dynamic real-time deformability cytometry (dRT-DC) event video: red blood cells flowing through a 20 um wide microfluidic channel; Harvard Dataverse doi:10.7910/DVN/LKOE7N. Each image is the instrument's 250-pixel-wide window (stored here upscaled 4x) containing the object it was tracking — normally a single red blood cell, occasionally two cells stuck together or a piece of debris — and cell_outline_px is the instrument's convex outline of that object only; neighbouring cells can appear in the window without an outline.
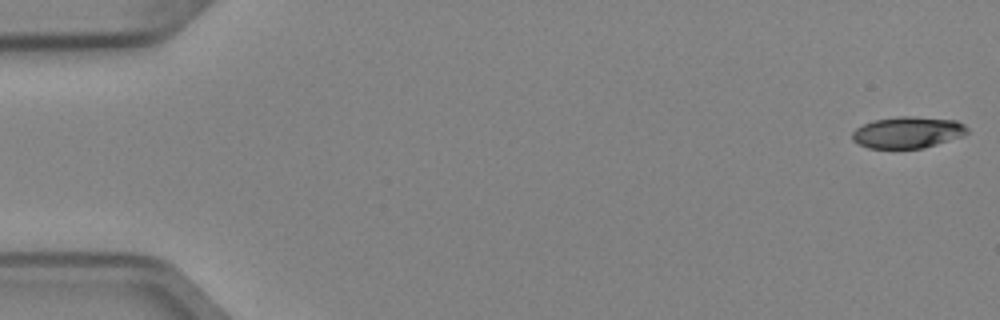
{"species": "Egyptian fruit bat (a non-hibernating species)", "species_latin": "Rousettus aegyptiacus", "temperature_condition": "cold", "stored_images_in_passage": 52, "camera_frame_rate_fps": 3000, "um_per_image_px": 0.085, "animal": {"sex": "female"}, "frame": {"image": 1, "passage_image": 1, "time_ms": 0.0, "image_size_px": [1000, 320], "cell_outline_px": [[968, 132], [964, 136], [924, 148], [868, 148], [852, 140], [852, 132], [856, 128], [864, 124], [876, 120], [904, 116], [908, 116], [956, 120], [964, 124], [968, 128]], "centroid_in_image_um": [77.19, 11.26], "position_along_channel_um": 7.8, "area_um2": 20.98}}
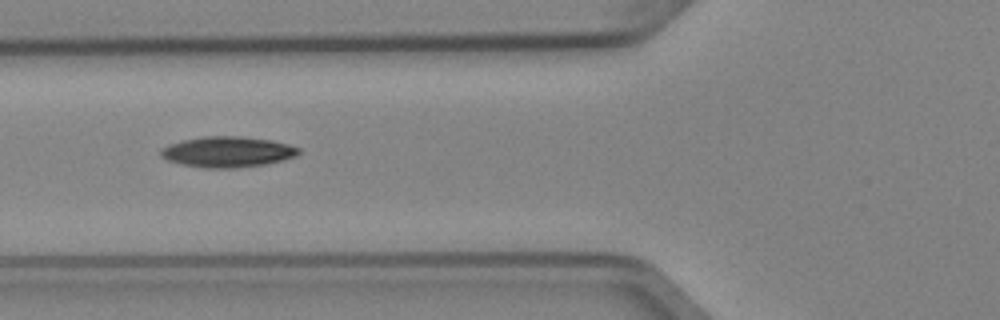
{"frame": {"image": 2, "passage_image": 20, "time_ms": 6.333, "image_size_px": [1000, 320], "cell_outline_px": [[300, 152], [296, 156], [264, 164], [236, 168], [204, 168], [184, 164], [168, 160], [160, 156], [160, 148], [168, 144], [184, 140], [204, 136], [240, 136], [272, 140], [288, 144], [300, 148]], "centroid_in_image_um": [19.32, 12.9], "position_along_channel_um": 106.5, "area_um2": 24.57}}
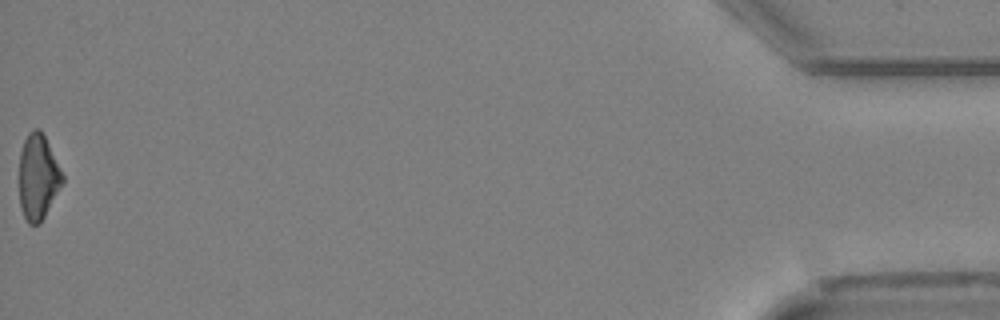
{"frame": {"image": 3, "passage_image": 52, "time_ms": 17.0, "image_size_px": [1000, 320], "cell_outline_px": [[64, 180], [40, 224], [28, 224], [24, 216], [20, 204], [20, 152], [24, 140], [28, 132], [32, 128], [40, 128], [64, 176]], "centroid_in_image_um": [3.22, 15.03], "position_along_channel_um": 432.0, "area_um2": 21.21}, "authors_computed_cell_mechanics": {"area_um2": 22.5709, "velocity_mm_per_s": 3.9776, "shape_relaxation_time_tau1_ms": 3.2949, "shape_relaxation_time_tau2_ms": null, "deformation_change_tau1": 0.122, "deformation_change_tau2": null}}